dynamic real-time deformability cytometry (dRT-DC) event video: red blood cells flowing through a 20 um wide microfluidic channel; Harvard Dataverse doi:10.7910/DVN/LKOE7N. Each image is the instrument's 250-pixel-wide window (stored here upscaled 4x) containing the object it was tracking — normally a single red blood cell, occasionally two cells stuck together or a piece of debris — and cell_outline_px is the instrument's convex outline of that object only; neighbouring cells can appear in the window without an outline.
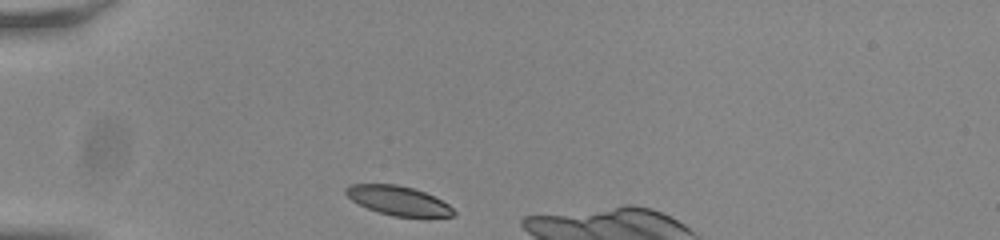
{"species": "common noctule bat (a hibernating species)", "species_latin": "Nyctalus noctula", "temperature_condition": "room temperature", "stored_images_in_passage": 7, "camera_frame_rate_fps": 3000, "um_per_image_px": 0.085, "animal": {"sex": "male", "body_mass_g": 20.0, "forearm_length_mm": 53.3}, "frame": {"image": 1, "passage_image": 1, "time_ms": 0.0, "image_size_px": [1000, 240], "cell_outline_px": [[456, 212], [452, 216], [392, 216], [368, 208], [352, 200], [344, 192], [344, 188], [348, 184], [396, 184], [412, 188], [424, 192], [448, 204]], "centroid_in_image_um": [33.8, 17.03], "position_along_channel_um": 51.2, "area_um2": 17.98}}
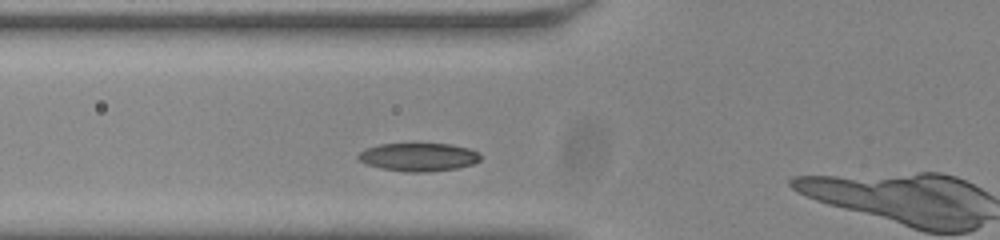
{"frame": {"image": 2, "passage_image": 6, "time_ms": 1.667, "image_size_px": [1000, 240], "cell_outline_px": [[480, 160], [472, 164], [456, 168], [424, 172], [408, 172], [380, 168], [368, 164], [360, 160], [356, 156], [360, 152], [368, 148], [380, 144], [416, 140], [452, 144], [468, 148], [480, 152]], "centroid_in_image_um": [35.59, 13.28], "position_along_channel_um": 90.2, "area_um2": 20.92}}